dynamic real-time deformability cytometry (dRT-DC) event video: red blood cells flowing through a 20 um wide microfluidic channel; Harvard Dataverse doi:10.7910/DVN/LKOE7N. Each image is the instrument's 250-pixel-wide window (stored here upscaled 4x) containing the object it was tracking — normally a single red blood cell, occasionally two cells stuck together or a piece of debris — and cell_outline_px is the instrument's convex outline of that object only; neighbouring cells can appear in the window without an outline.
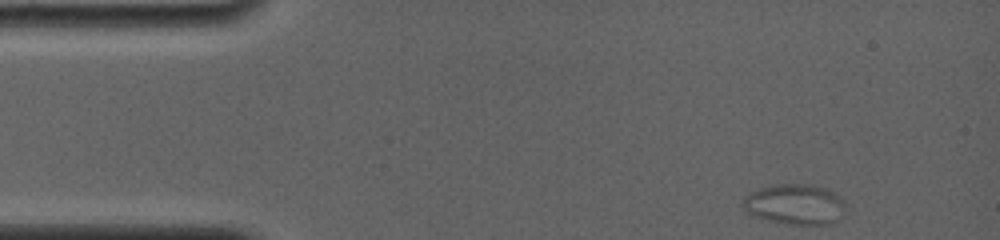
{"species": "common noctule bat (a hibernating species)", "species_latin": "Nyctalus noctula", "temperature_condition": "room temperature", "stored_images_in_passage": 69, "camera_frame_rate_fps": 4000, "um_per_image_px": 0.085, "animal": {"sex": "female", "body_mass_g": 19.0, "forearm_length_mm": 56.7}, "frame": {"image": 1, "passage_image": 1, "time_ms": 0.0, "image_size_px": [1000, 240], "cell_outline_px": [[844, 204], [836, 220], [832, 224], [792, 224], [768, 220], [752, 216], [740, 204], [752, 192], [776, 184], [812, 184], [828, 188], [836, 192], [844, 200]], "centroid_in_image_um": [67.58, 17.35], "position_along_channel_um": 17.4, "area_um2": 23.87}}
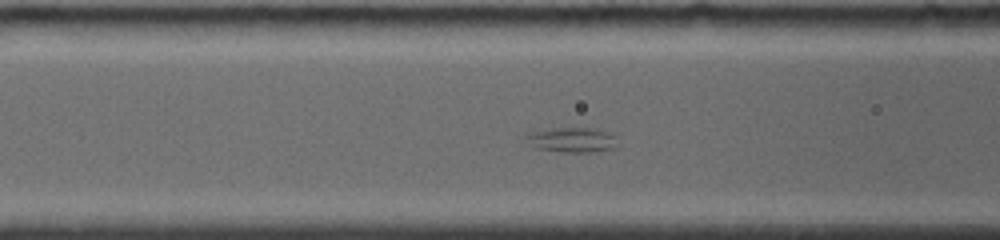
{"frame": {"image": 2, "passage_image": 21, "time_ms": 5.0, "image_size_px": [1000, 240], "cell_outline_px": [[620, 144], [616, 148], [596, 152], [560, 152], [532, 148], [520, 140], [524, 132], [552, 128], [596, 128], [612, 132], [616, 136]], "centroid_in_image_um": [48.55, 11.89], "position_along_channel_um": 118.1, "area_um2": 14.39}}
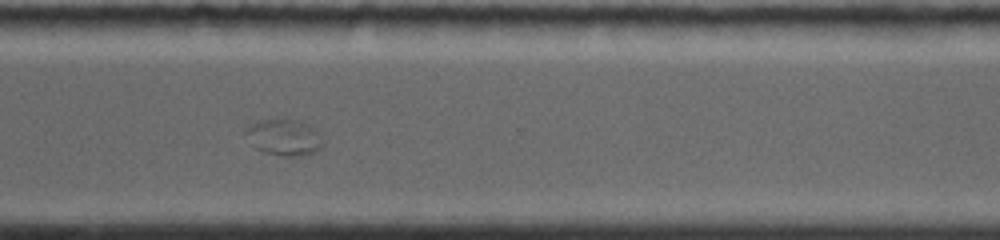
{"frame": {"image": 3, "passage_image": 68, "time_ms": 11.25, "image_size_px": [1000, 240], "cell_outline_px": [[324, 144], [316, 152], [300, 156], [284, 156], [264, 152], [256, 148], [244, 132], [248, 124], [260, 120], [284, 116], [304, 120], [316, 132]], "centroid_in_image_um": [24.13, 11.61], "position_along_channel_um": 346.5, "area_um2": 16.76}}